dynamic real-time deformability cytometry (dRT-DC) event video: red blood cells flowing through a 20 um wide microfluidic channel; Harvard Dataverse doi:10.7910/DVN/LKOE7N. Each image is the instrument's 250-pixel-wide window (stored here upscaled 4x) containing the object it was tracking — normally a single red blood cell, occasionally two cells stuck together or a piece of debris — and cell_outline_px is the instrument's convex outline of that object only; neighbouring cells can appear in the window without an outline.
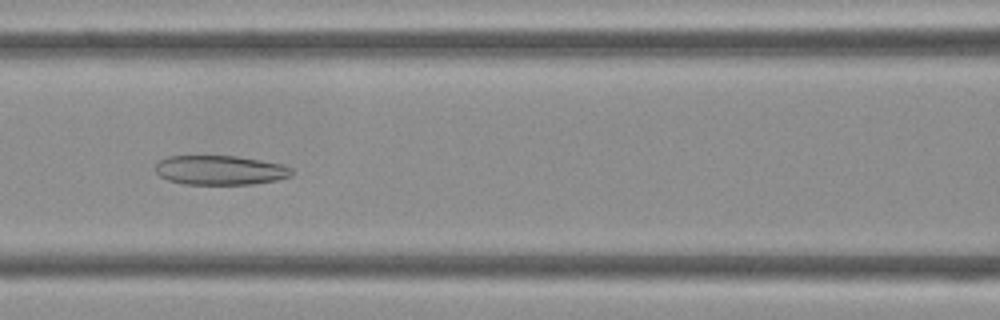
{"species": "Egyptian fruit bat (a non-hibernating species)", "species_latin": "Rousettus aegyptiacus", "temperature_condition": "cold", "stored_images_in_passage": 44, "camera_frame_rate_fps": 3000, "um_per_image_px": 0.085, "frame": {"image": 1, "passage_image": 19, "time_ms": 6.0, "image_size_px": [1000, 320], "cell_outline_px": [[292, 176], [276, 180], [252, 184], [184, 184], [168, 180], [160, 176], [156, 172], [156, 164], [160, 160], [168, 156], [236, 156], [284, 164], [292, 168]], "centroid_in_image_um": [18.73, 14.46], "position_along_channel_um": 147.9, "area_um2": 23.35}}
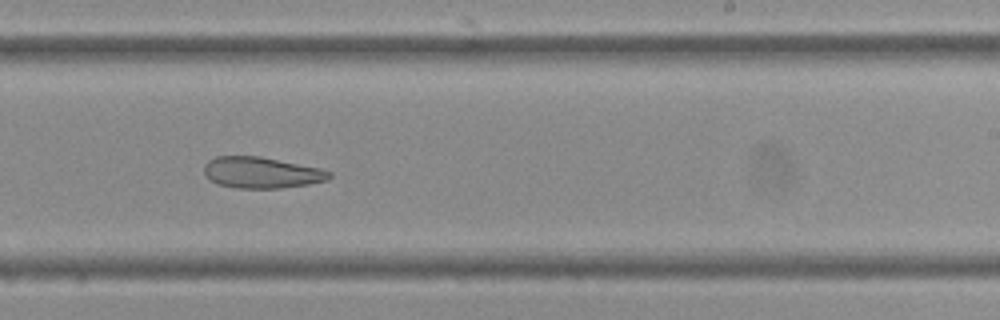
{"frame": {"image": 2, "passage_image": 27, "time_ms": 8.667, "image_size_px": [1000, 320], "cell_outline_px": [[332, 176], [328, 180], [308, 184], [280, 188], [236, 188], [220, 184], [212, 180], [204, 172], [204, 164], [208, 160], [216, 156], [260, 156], [320, 168], [332, 172]], "centroid_in_image_um": [22.25, 14.66], "position_along_channel_um": 266.7, "area_um2": 22.66}}
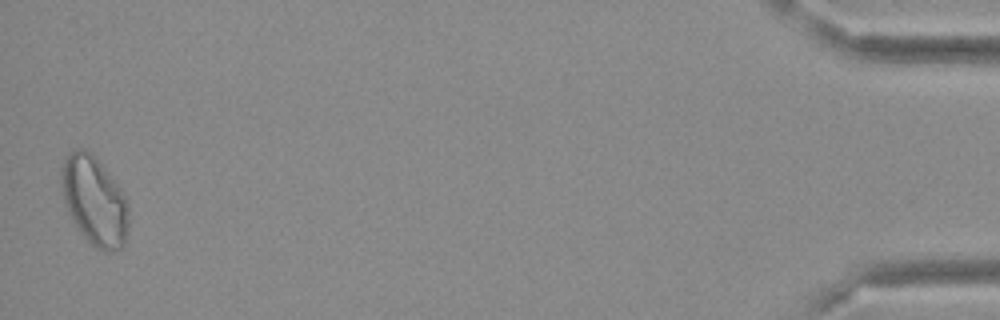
{"frame": {"image": 3, "passage_image": 44, "time_ms": 14.333, "image_size_px": [1000, 320], "cell_outline_px": [[128, 228], [124, 248], [116, 252], [104, 252], [96, 248], [84, 236], [72, 220], [68, 212], [64, 200], [60, 184], [60, 168], [68, 152], [76, 148], [84, 148], [104, 168], [128, 200]], "centroid_in_image_um": [8.02, 17.11], "position_along_channel_um": 427.2, "area_um2": 34.91}}